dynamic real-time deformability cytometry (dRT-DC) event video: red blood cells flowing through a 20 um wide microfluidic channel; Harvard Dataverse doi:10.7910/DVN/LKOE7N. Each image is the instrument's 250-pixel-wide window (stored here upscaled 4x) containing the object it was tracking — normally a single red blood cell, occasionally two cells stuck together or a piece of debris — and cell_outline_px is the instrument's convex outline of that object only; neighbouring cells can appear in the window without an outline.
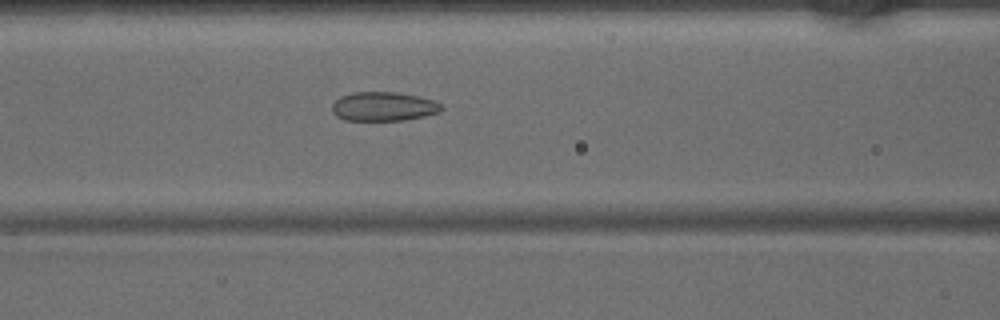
{"species": "common noctule bat (a hibernating species)", "species_latin": "Nyctalus noctula", "temperature_condition": "warm", "stored_images_in_passage": 45, "camera_frame_rate_fps": 3000, "um_per_image_px": 0.085, "animal": {"sex": "male", "body_mass_g": 15.6}, "frame": {"image": 1, "passage_image": 19, "time_ms": 6.0, "image_size_px": [1000, 320], "cell_outline_px": [[444, 108], [440, 112], [424, 116], [404, 120], [344, 120], [336, 116], [332, 112], [332, 104], [340, 96], [352, 92], [396, 92], [416, 96], [432, 100], [440, 104]], "centroid_in_image_um": [32.57, 9.05], "position_along_channel_um": 134.0, "area_um2": 18.5}}
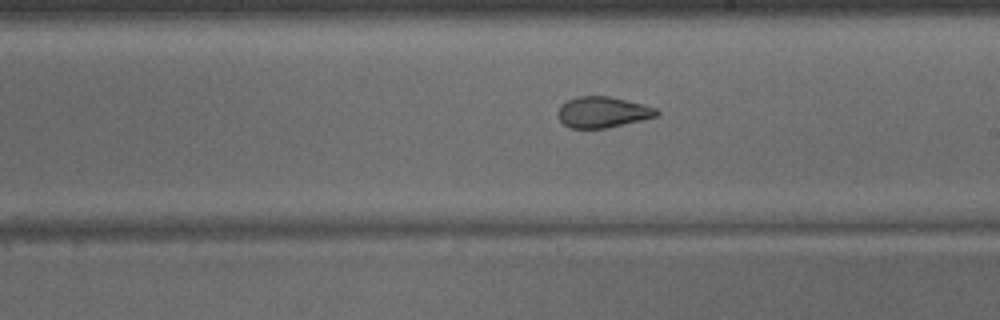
{"frame": {"image": 2, "passage_image": 26, "time_ms": 8.333, "image_size_px": [1000, 320], "cell_outline_px": [[660, 112], [656, 116], [608, 128], [568, 128], [556, 116], [556, 112], [560, 104], [568, 100], [580, 96], [608, 96], [656, 108]], "centroid_in_image_um": [51.15, 9.54], "position_along_channel_um": 237.8, "area_um2": 17.69}}
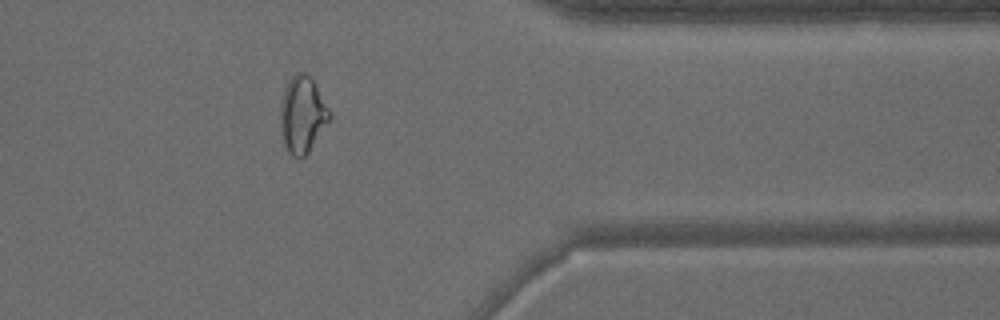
{"frame": {"image": 3, "passage_image": 37, "time_ms": 12.0, "image_size_px": [1000, 320], "cell_outline_px": [[332, 116], [308, 152], [300, 160], [292, 156], [288, 152], [284, 144], [280, 124], [280, 108], [284, 88], [288, 80], [296, 72], [304, 72], [316, 84]], "centroid_in_image_um": [25.68, 9.75], "position_along_channel_um": 385.7, "area_um2": 21.85}}